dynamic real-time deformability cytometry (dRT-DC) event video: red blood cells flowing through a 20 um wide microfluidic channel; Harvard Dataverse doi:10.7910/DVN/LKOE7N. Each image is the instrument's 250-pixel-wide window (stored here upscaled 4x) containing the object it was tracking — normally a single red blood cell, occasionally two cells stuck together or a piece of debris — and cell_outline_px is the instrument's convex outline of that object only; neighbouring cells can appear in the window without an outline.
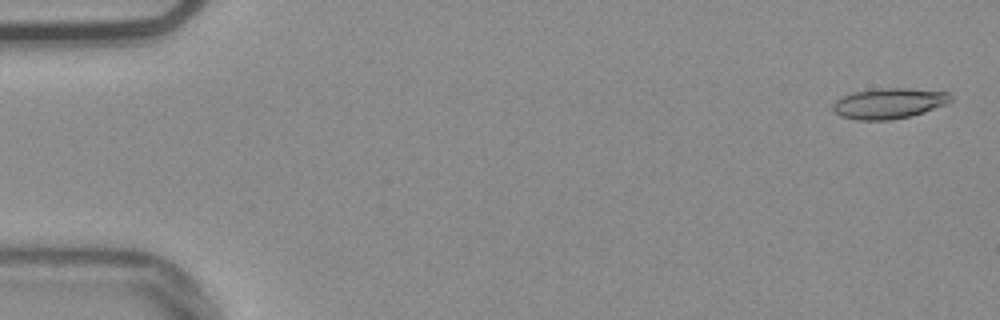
{"species": "common noctule bat (a hibernating species)", "species_latin": "Nyctalus noctula", "temperature_condition": "warm", "stored_images_in_passage": 54, "camera_frame_rate_fps": 3000, "um_per_image_px": 0.085, "animal": {"sex": "male", "body_mass_g": 20.4}, "frame": {"image": 1, "passage_image": 2, "time_ms": 0.333, "image_size_px": [1000, 320], "cell_outline_px": [[952, 100], [948, 104], [912, 116], [892, 120], [856, 120], [840, 116], [832, 108], [832, 104], [836, 100], [852, 92], [876, 88], [908, 88], [948, 92], [952, 96]], "centroid_in_image_um": [75.58, 8.79], "position_along_channel_um": 9.4, "area_um2": 21.21}}
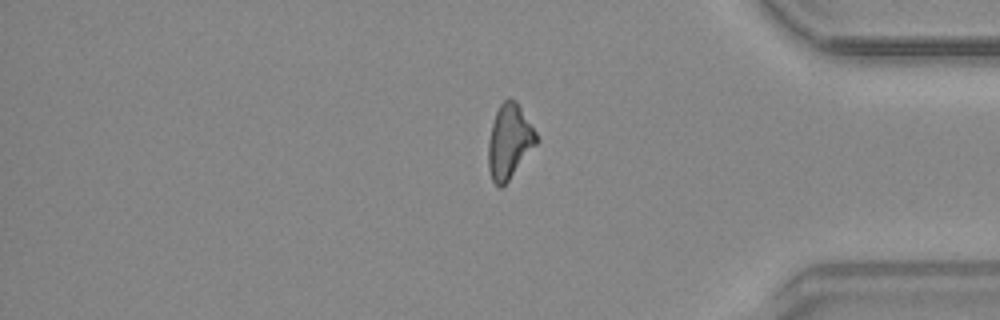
{"frame": {"image": 2, "passage_image": 45, "time_ms": 14.667, "image_size_px": [1000, 320], "cell_outline_px": [[540, 140], [508, 180], [500, 188], [492, 180], [488, 168], [488, 140], [492, 124], [496, 112], [500, 104], [508, 96], [520, 108], [536, 132]], "centroid_in_image_um": [43.28, 12.03], "position_along_channel_um": 391.9, "area_um2": 20.52}}
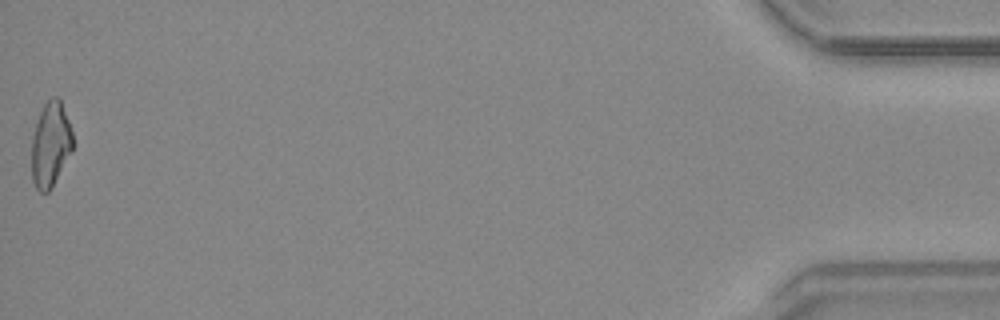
{"frame": {"image": 3, "passage_image": 54, "time_ms": 17.667, "image_size_px": [1000, 320], "cell_outline_px": [[72, 148], [52, 188], [48, 192], [40, 192], [36, 188], [32, 180], [32, 136], [40, 112], [44, 104], [52, 96], [60, 96], [72, 132]], "centroid_in_image_um": [4.28, 12.26], "position_along_channel_um": 430.9, "area_um2": 20.17}, "authors_computed_cell_mechanics": {"area_um2": 20.6346, "velocity_mm_per_s": 3.8031, "shape_relaxation_time_tau1_ms": null, "shape_relaxation_time_tau2_ms": 4.2692, "deformation_change_tau1": null, "deformation_change_tau2": 0.159}}